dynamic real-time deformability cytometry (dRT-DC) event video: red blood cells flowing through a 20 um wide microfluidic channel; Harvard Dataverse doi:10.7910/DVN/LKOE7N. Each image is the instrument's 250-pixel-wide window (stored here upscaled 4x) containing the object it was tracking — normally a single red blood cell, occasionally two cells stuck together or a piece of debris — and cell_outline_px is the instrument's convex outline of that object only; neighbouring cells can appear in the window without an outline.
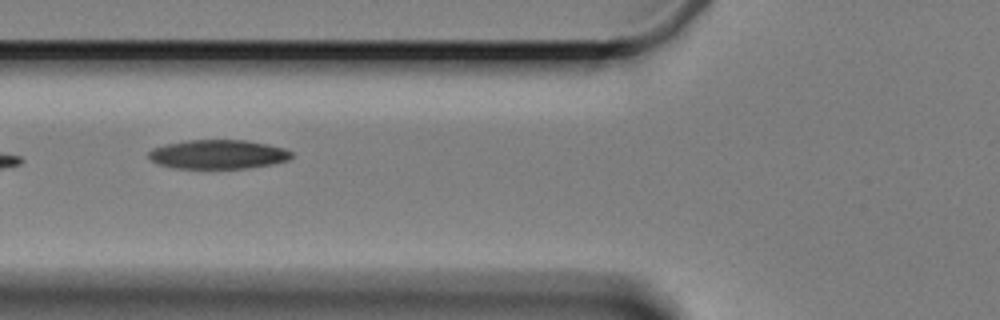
{"species": "Egyptian fruit bat (a non-hibernating species)", "species_latin": "Rousettus aegyptiacus", "temperature_condition": "cold", "stored_images_in_passage": 11, "camera_frame_rate_fps": 3000, "um_per_image_px": 0.085, "animal": {"sex": "female"}, "frame": {"image": 1, "passage_image": 7, "time_ms": 8.0, "image_size_px": [1000, 320], "cell_outline_px": [[292, 156], [288, 160], [272, 164], [248, 168], [176, 168], [160, 164], [152, 160], [148, 156], [148, 152], [152, 148], [164, 144], [188, 140], [244, 140], [268, 144], [284, 148], [292, 152]], "centroid_in_image_um": [18.54, 13.11], "position_along_channel_um": 107.3, "area_um2": 24.16}}
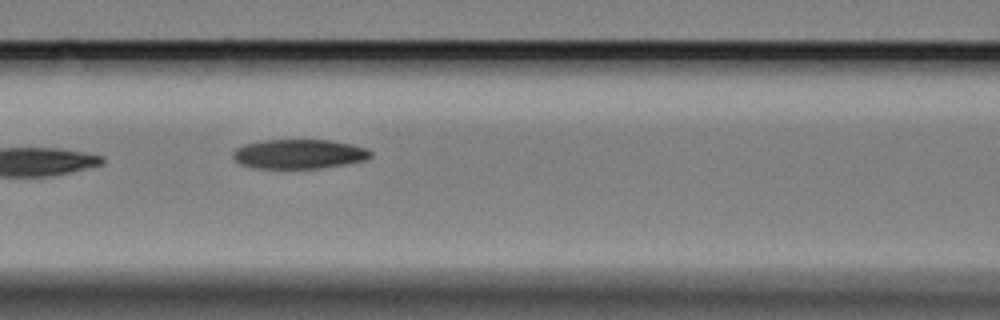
{"frame": {"image": 2, "passage_image": 8, "time_ms": 9.0, "image_size_px": [1000, 320], "cell_outline_px": [[372, 156], [364, 160], [344, 164], [320, 168], [256, 168], [240, 164], [232, 156], [232, 152], [236, 148], [244, 144], [264, 140], [332, 140], [352, 144], [364, 148], [372, 152]], "centroid_in_image_um": [25.39, 13.08], "position_along_channel_um": 141.2, "area_um2": 23.52}}
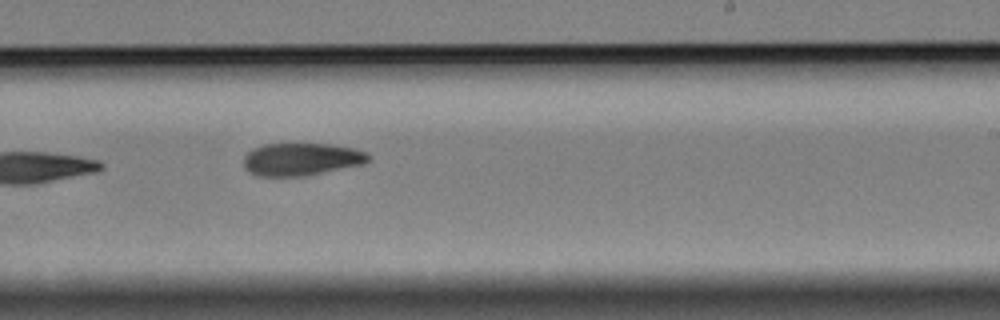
{"frame": {"image": 3, "passage_image": 11, "time_ms": 12.667, "image_size_px": [1000, 320], "cell_outline_px": [[368, 160], [364, 164], [304, 176], [256, 176], [244, 168], [244, 156], [252, 148], [264, 144], [332, 144], [356, 148], [368, 152]], "centroid_in_image_um": [25.61, 13.53], "position_along_channel_um": 263.4, "area_um2": 23.81}}